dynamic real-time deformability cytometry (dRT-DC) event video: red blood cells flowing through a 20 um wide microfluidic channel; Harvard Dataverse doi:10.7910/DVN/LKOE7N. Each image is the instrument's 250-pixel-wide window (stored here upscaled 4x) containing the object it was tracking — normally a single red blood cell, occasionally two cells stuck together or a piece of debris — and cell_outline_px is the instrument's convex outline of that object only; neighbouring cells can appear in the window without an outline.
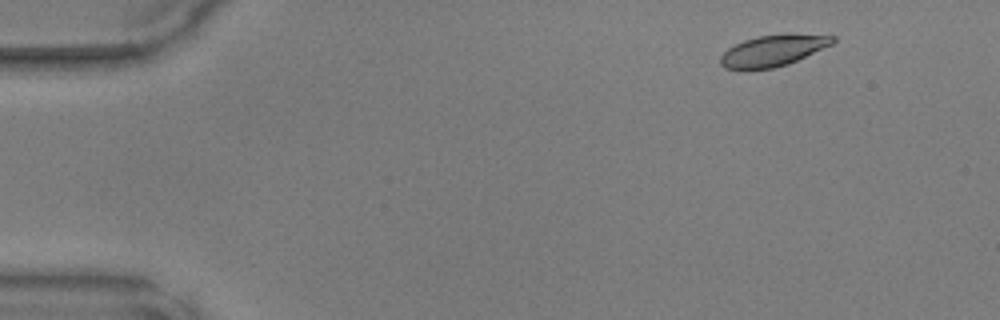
{"species": "common noctule bat (a hibernating species)", "species_latin": "Nyctalus noctula", "temperature_condition": "warm", "stored_images_in_passage": 47, "camera_frame_rate_fps": 3000, "um_per_image_px": 0.085, "animal": {"sex": "male", "body_mass_g": 17.9, "forearm_length_mm": 54.2}, "frame": {"image": 1, "passage_image": 4, "time_ms": 1.0, "image_size_px": [1000, 320], "cell_outline_px": [[836, 40], [832, 44], [788, 64], [772, 68], [748, 72], [724, 68], [720, 64], [720, 56], [728, 48], [744, 40], [756, 36], [784, 32], [792, 32], [836, 36]], "centroid_in_image_um": [65.68, 4.3], "position_along_channel_um": 19.3, "area_um2": 21.27}}
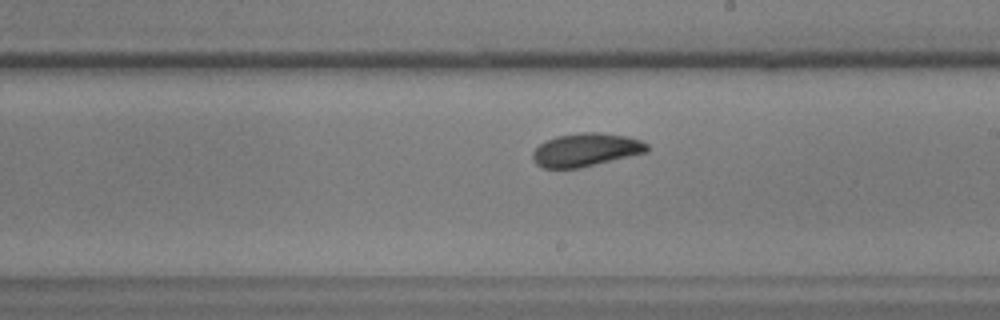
{"frame": {"image": 2, "passage_image": 27, "time_ms": 8.667, "image_size_px": [1000, 320], "cell_outline_px": [[648, 152], [580, 168], [544, 168], [536, 164], [532, 160], [532, 152], [544, 140], [556, 136], [580, 132], [596, 132], [628, 136], [640, 140], [648, 144]], "centroid_in_image_um": [49.78, 12.73], "position_along_channel_um": 239.2, "area_um2": 22.31}}
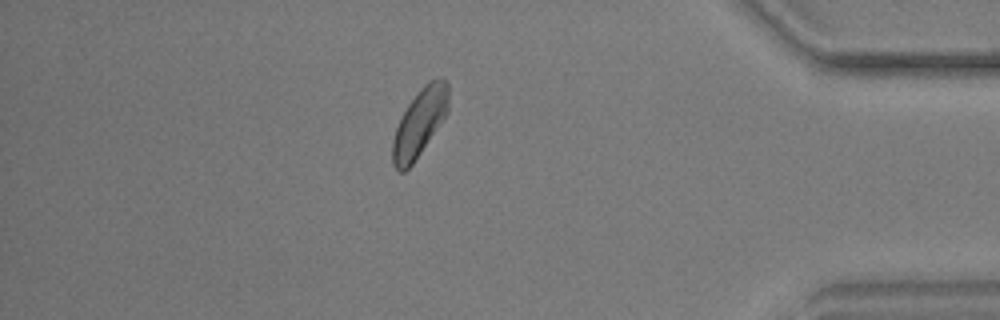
{"frame": {"image": 3, "passage_image": 41, "time_ms": 13.333, "image_size_px": [1000, 320], "cell_outline_px": [[448, 112], [412, 164], [404, 172], [400, 172], [392, 164], [392, 140], [396, 128], [408, 104], [424, 84], [428, 80], [444, 76], [448, 80]], "centroid_in_image_um": [35.67, 10.39], "position_along_channel_um": 399.5, "area_um2": 21.85}}